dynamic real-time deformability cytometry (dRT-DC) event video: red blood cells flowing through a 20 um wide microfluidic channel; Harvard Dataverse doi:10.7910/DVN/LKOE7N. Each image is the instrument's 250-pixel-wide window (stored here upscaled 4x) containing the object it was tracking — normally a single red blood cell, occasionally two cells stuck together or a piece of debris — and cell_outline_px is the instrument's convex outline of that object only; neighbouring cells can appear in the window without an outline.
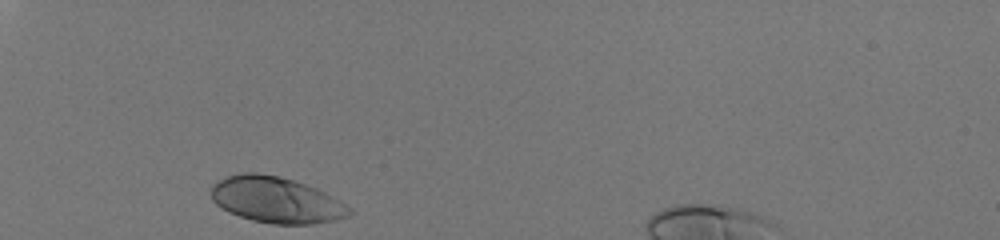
{"species": "human", "species_latin": "Homo sapiens", "temperature_condition": "room temperature", "stored_images_in_passage": 28, "camera_frame_rate_fps": 3000, "um_per_image_px": 0.085, "donor": {"sex": "male"}, "frame": {"image": 1, "passage_image": 1, "time_ms": 0.0, "image_size_px": [1000, 240], "cell_outline_px": [[356, 212], [348, 216], [336, 220], [316, 224], [272, 224], [252, 220], [228, 212], [220, 208], [212, 200], [212, 188], [220, 180], [228, 176], [244, 172], [256, 172], [280, 176], [316, 188], [324, 192], [352, 208]], "centroid_in_image_um": [23.51, 17.01], "position_along_channel_um": 61.5, "area_um2": 37.05}}
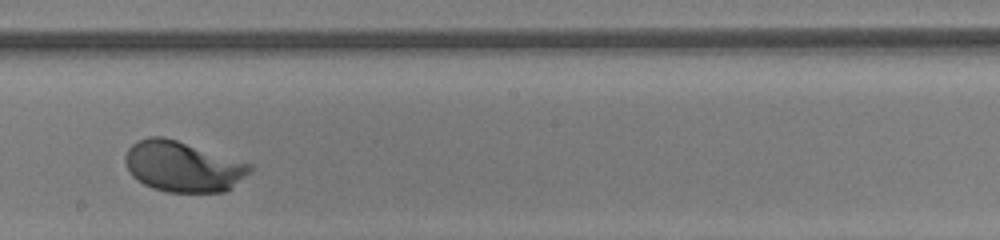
{"frame": {"image": 2, "passage_image": 16, "time_ms": 5.0, "image_size_px": [1000, 240], "cell_outline_px": [[252, 168], [228, 192], [168, 192], [152, 188], [136, 180], [132, 176], [124, 160], [124, 156], [128, 148], [136, 140], [148, 136], [164, 136], [252, 164]], "centroid_in_image_um": [15.5, 14.15], "position_along_channel_um": 232.7, "area_um2": 36.76}}
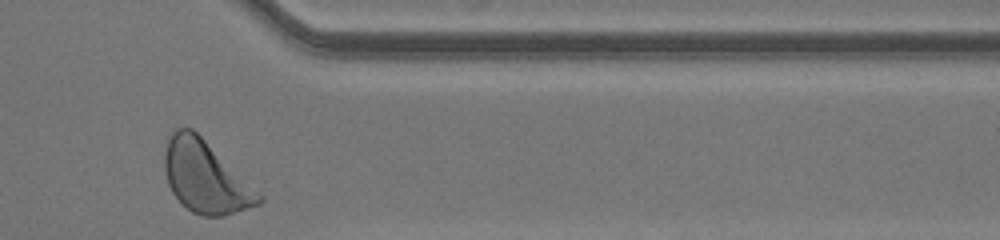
{"frame": {"image": 3, "passage_image": 28, "time_ms": 9.0, "image_size_px": [1000, 240], "cell_outline_px": [[264, 200], [260, 204], [224, 216], [204, 216], [192, 212], [172, 192], [168, 184], [164, 172], [164, 152], [168, 136], [176, 128], [192, 128], [264, 196]], "centroid_in_image_um": [17.45, 15.04], "position_along_channel_um": 393.9, "area_um2": 39.13}, "authors_computed_cell_mechanics": {"area_um2": 36.2984, "velocity_mm_per_s": 4.061, "shape_relaxation_time_tau1_ms": 1.7302, "shape_relaxation_time_tau2_ms": null, "deformation_change_tau1": 0.1385, "deformation_change_tau2": null}}